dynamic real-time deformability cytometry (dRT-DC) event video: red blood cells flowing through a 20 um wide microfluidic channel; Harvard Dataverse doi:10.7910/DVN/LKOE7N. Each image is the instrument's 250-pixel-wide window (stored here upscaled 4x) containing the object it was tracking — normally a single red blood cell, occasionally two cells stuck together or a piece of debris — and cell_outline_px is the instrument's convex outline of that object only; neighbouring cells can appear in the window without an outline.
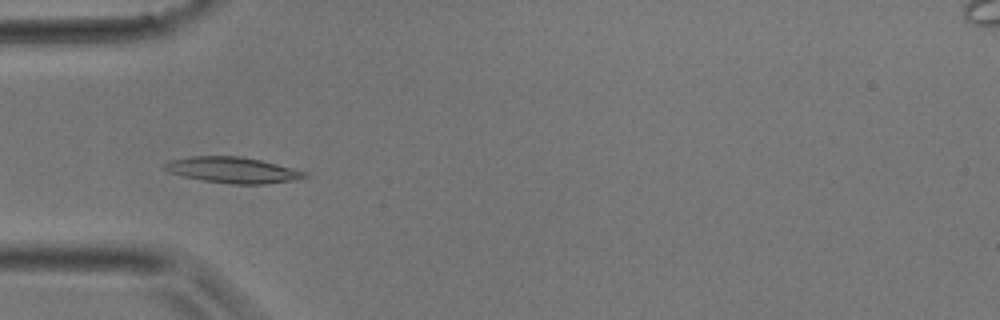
{"species": "common noctule bat (a hibernating species)", "species_latin": "Nyctalus noctula", "temperature_condition": "room temperature", "stored_images_in_passage": 37, "camera_frame_rate_fps": 3000, "um_per_image_px": 0.085, "animal": {"sex": "male", "body_mass_g": 17.9}, "frame": {"image": 1, "passage_image": 11, "time_ms": 3.333, "image_size_px": [1000, 320], "cell_outline_px": [[312, 176], [292, 180], [264, 184], [232, 184], [204, 180], [184, 176], [168, 172], [160, 168], [160, 164], [168, 160], [192, 156], [240, 156], [260, 160], [308, 172]], "centroid_in_image_um": [19.73, 14.44], "position_along_channel_um": 65.3, "area_um2": 21.27}}
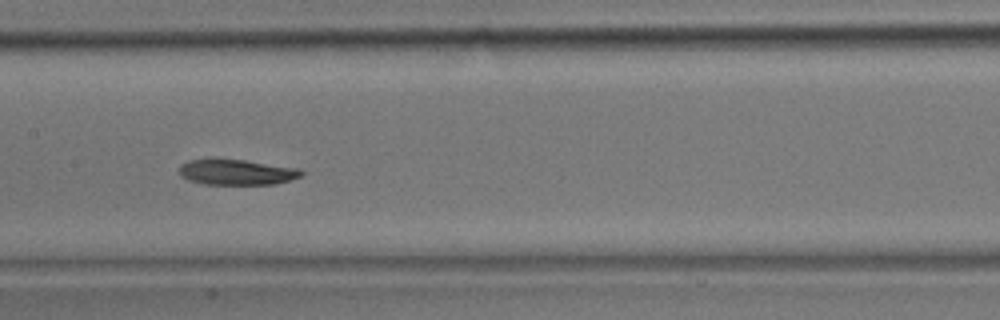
{"frame": {"image": 2, "passage_image": 18, "time_ms": 5.667, "image_size_px": [1000, 320], "cell_outline_px": [[304, 176], [276, 184], [204, 184], [188, 180], [180, 176], [180, 164], [188, 160], [212, 156], [244, 160], [300, 168], [304, 172]], "centroid_in_image_um": [20.09, 14.6], "position_along_channel_um": 187.3, "area_um2": 18.9}}
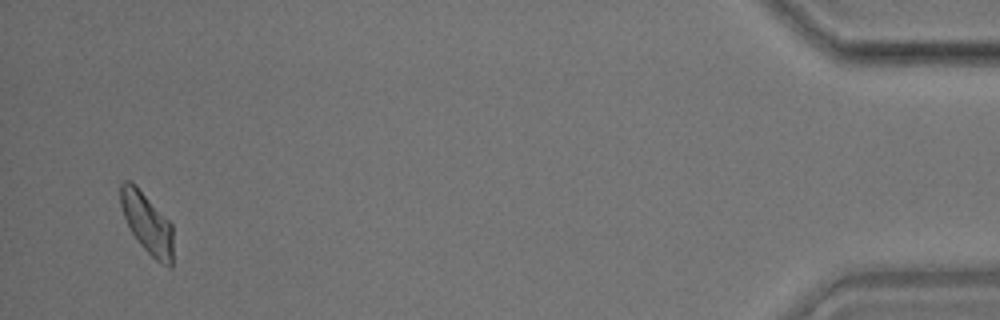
{"frame": {"image": 3, "passage_image": 36, "time_ms": 11.667, "image_size_px": [1000, 320], "cell_outline_px": [[172, 268], [168, 268], [156, 260], [140, 244], [132, 232], [124, 216], [120, 204], [120, 184], [124, 180], [132, 180], [136, 184], [172, 224]], "centroid_in_image_um": [12.5, 18.94], "position_along_channel_um": 422.7, "area_um2": 18.55}}